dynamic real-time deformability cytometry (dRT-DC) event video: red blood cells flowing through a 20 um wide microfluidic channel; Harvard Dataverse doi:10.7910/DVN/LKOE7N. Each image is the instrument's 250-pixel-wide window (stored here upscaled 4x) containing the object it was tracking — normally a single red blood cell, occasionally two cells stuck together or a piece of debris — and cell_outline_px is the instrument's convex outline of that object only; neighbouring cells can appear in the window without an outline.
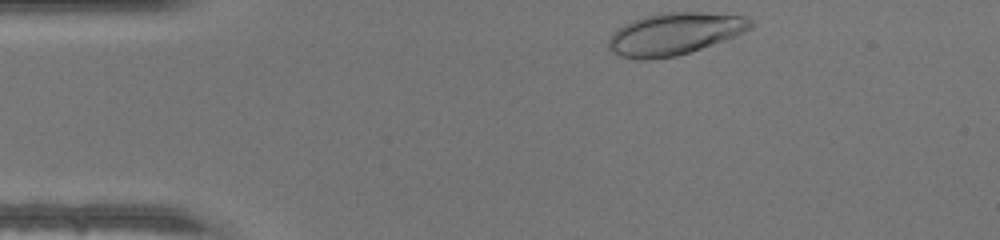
{"species": "human", "species_latin": "Homo sapiens", "temperature_condition": "warm", "stored_images_in_passage": 31, "camera_frame_rate_fps": 3000, "um_per_image_px": 0.085, "donor": {"sex": "male"}, "frame": {"image": 1, "passage_image": 1, "time_ms": 0.0, "image_size_px": [1000, 240], "cell_outline_px": [[756, 24], [752, 28], [736, 36], [676, 56], [648, 60], [640, 60], [620, 56], [612, 52], [608, 48], [608, 40], [612, 32], [624, 24], [632, 20], [644, 16], [664, 12], [704, 12], [748, 16]], "centroid_in_image_um": [57.35, 2.86], "position_along_channel_um": 27.7, "area_um2": 35.14}}
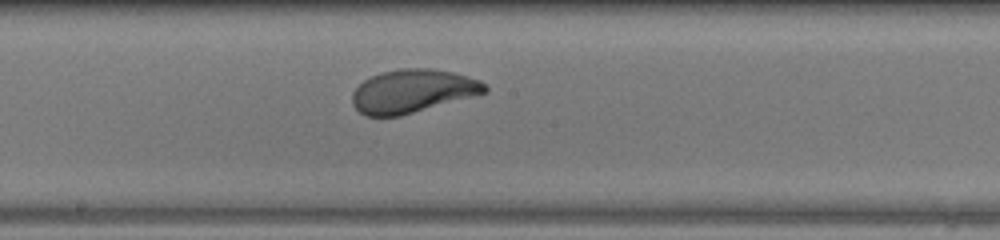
{"frame": {"image": 2, "passage_image": 18, "time_ms": 5.667, "image_size_px": [1000, 240], "cell_outline_px": [[488, 92], [400, 116], [364, 116], [352, 104], [352, 92], [364, 80], [380, 72], [400, 68], [428, 68], [452, 72], [480, 80], [488, 88]], "centroid_in_image_um": [35.05, 7.74], "position_along_channel_um": 213.1, "area_um2": 33.35}}
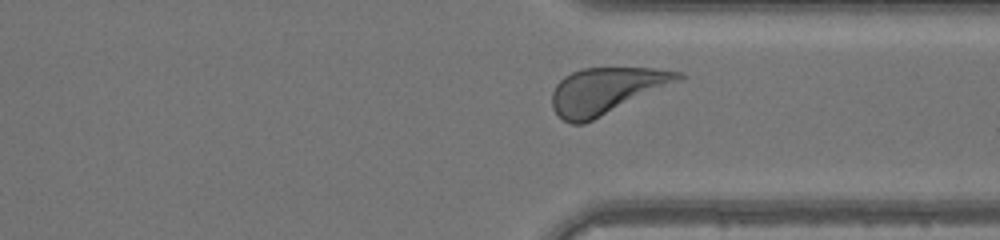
{"frame": {"image": 3, "passage_image": 28, "time_ms": 9.0, "image_size_px": [1000, 240], "cell_outline_px": [[684, 80], [584, 124], [572, 124], [564, 120], [552, 108], [552, 92], [556, 84], [564, 76], [572, 72], [584, 68], [652, 68], [684, 72]], "centroid_in_image_um": [51.58, 7.71], "position_along_channel_um": 359.8, "area_um2": 34.28}}